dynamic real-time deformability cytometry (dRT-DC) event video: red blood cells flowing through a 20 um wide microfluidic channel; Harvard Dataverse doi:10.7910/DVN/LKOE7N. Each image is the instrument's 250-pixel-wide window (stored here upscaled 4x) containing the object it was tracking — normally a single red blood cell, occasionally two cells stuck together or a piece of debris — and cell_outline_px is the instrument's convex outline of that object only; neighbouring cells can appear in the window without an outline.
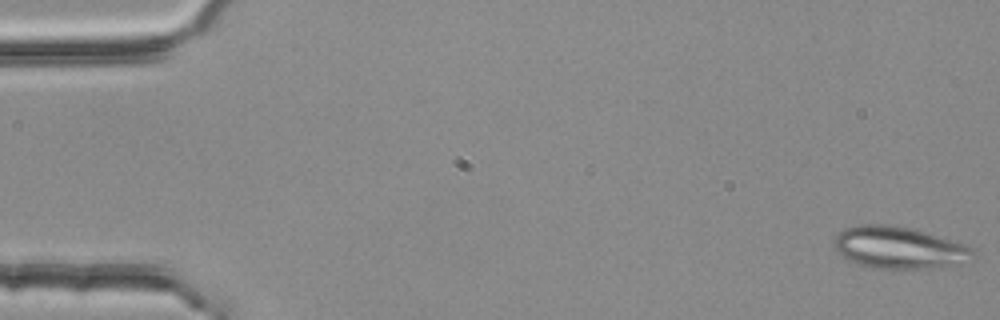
{"species": "common noctule bat (a hibernating species)", "species_latin": "Nyctalus noctula", "temperature_condition": "room temperature", "stored_images_in_passage": 4, "camera_frame_rate_fps": 3000, "um_per_image_px": 0.085, "animal": {"sex": "female", "body_mass_g": 25.1}, "frame": {"image": 1, "passage_image": 1, "time_ms": 0.0, "image_size_px": [1000, 320], "cell_outline_px": [[976, 256], [968, 264], [928, 268], [872, 268], [860, 264], [836, 252], [832, 244], [832, 240], [844, 228], [860, 224], [888, 224], [908, 228], [924, 232], [968, 244], [972, 248]], "centroid_in_image_um": [76.47, 21.05], "position_along_channel_um": 8.5, "area_um2": 34.28}}